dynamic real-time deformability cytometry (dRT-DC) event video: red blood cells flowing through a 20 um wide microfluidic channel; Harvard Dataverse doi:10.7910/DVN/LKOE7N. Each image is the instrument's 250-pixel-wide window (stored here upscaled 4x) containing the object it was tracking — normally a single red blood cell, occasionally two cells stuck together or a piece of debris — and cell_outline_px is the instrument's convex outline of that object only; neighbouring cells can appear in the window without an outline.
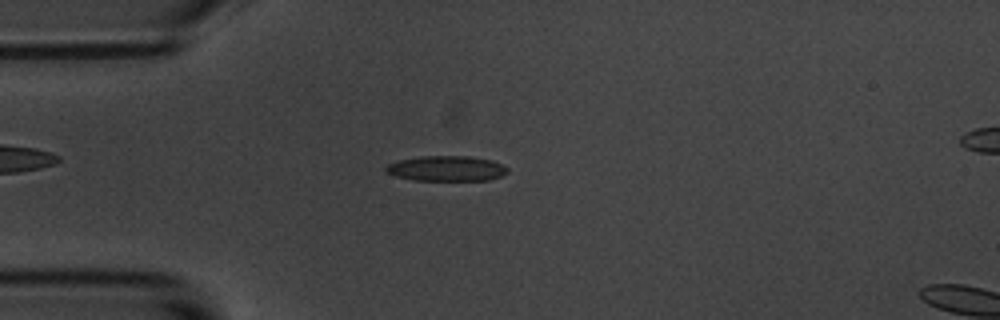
{"species": "common noctule bat (a hibernating species)", "species_latin": "Nyctalus noctula", "temperature_condition": "room temperature", "stored_images_in_passage": 6, "camera_frame_rate_fps": 3000, "um_per_image_px": 0.085, "animal": {"sex": "male", "body_mass_g": 20.1, "forearm_length_mm": 53.5}, "frame": {"image": 1, "passage_image": 5, "time_ms": 4.667, "image_size_px": [1000, 320], "cell_outline_px": [[508, 172], [500, 176], [488, 180], [412, 180], [396, 176], [388, 172], [384, 168], [388, 164], [396, 160], [420, 156], [468, 156], [492, 160], [508, 168]], "centroid_in_image_um": [37.93, 14.31], "position_along_channel_um": 47.1, "area_um2": 17.86}}